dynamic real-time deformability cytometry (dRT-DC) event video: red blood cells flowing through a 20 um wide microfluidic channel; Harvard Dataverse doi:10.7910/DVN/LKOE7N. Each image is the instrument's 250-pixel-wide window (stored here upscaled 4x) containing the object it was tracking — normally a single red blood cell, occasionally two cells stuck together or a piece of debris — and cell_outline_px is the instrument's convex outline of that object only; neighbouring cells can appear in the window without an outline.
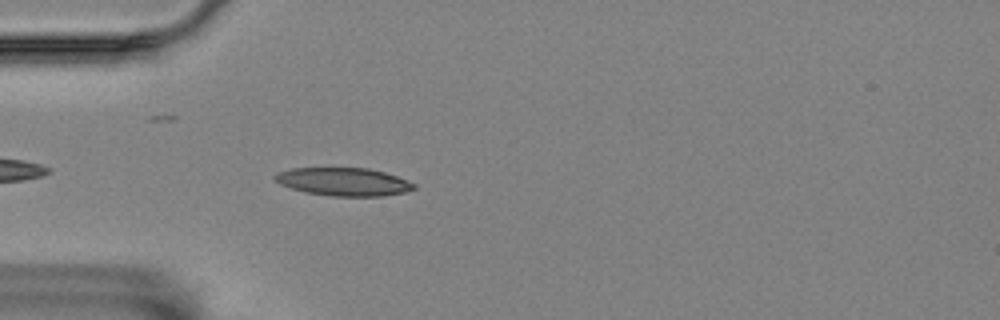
{"species": "Egyptian fruit bat (a non-hibernating species)", "species_latin": "Rousettus aegyptiacus", "temperature_condition": "room temperature", "stored_images_in_passage": 37, "camera_frame_rate_fps": 3000, "um_per_image_px": 0.085, "animal": {"sex": "female"}, "frame": {"image": 1, "passage_image": 3, "time_ms": 0.667, "image_size_px": [1000, 320], "cell_outline_px": [[416, 188], [404, 192], [384, 196], [328, 196], [304, 192], [280, 184], [272, 180], [272, 176], [276, 172], [292, 168], [368, 168], [384, 172], [396, 176], [416, 184]], "centroid_in_image_um": [29.15, 15.45], "position_along_channel_um": 55.8, "area_um2": 22.89}}
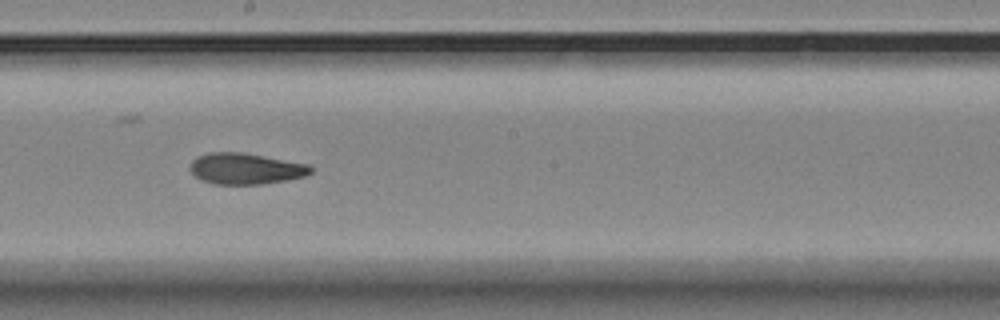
{"frame": {"image": 2, "passage_image": 18, "time_ms": 5.667, "image_size_px": [1000, 320], "cell_outline_px": [[312, 172], [304, 176], [284, 180], [260, 184], [212, 184], [200, 180], [188, 168], [192, 160], [196, 156], [208, 152], [240, 152], [308, 164], [312, 168]], "centroid_in_image_um": [20.81, 14.33], "position_along_channel_um": 227.4, "area_um2": 21.79}}
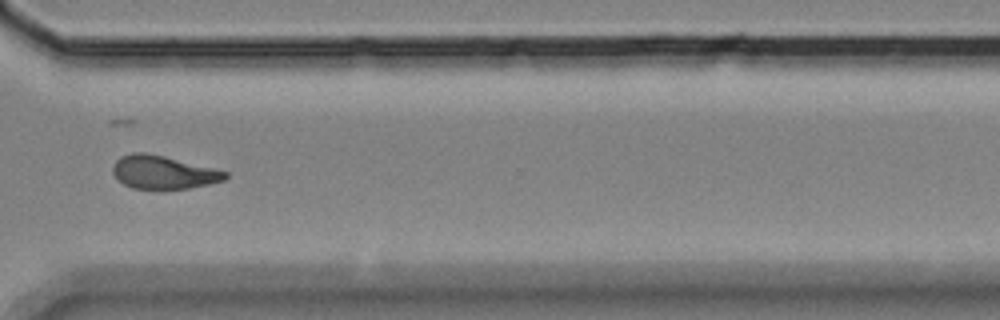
{"frame": {"image": 3, "passage_image": 29, "time_ms": 9.333, "image_size_px": [1000, 320], "cell_outline_px": [[228, 176], [224, 180], [208, 184], [188, 188], [132, 188], [116, 180], [112, 172], [112, 168], [116, 160], [120, 156], [132, 152], [144, 152], [164, 156], [228, 172]], "centroid_in_image_um": [13.82, 14.63], "position_along_channel_um": 356.8, "area_um2": 21.56}, "authors_computed_cell_mechanics": {"area_um2": 22.253, "velocity_mm_per_s": 3.5295, "shape_relaxation_time_tau1_ms": 6.2941, "shape_relaxation_time_tau2_ms": 4.2658, "deformation_change_tau1": 0.1676, "deformation_change_tau2": 0.0917}}